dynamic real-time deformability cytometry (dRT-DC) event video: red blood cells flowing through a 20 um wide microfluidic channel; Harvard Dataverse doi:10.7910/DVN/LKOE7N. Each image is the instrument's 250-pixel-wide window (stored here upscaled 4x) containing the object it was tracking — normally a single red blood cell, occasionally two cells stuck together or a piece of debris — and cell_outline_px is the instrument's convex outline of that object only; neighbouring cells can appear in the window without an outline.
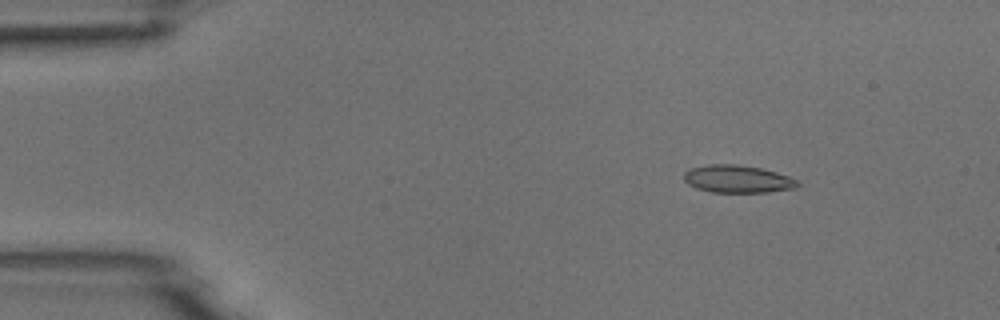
{"species": "common noctule bat (a hibernating species)", "species_latin": "Nyctalus noctula", "temperature_condition": "room temperature", "stored_images_in_passage": 6, "camera_frame_rate_fps": 3000, "um_per_image_px": 0.085, "animal": {"sex": "male", "body_mass_g": 18.8}, "frame": {"image": 1, "passage_image": 3, "time_ms": 2.333, "image_size_px": [1000, 320], "cell_outline_px": [[800, 184], [796, 188], [768, 192], [712, 192], [696, 188], [688, 184], [684, 180], [684, 172], [688, 168], [708, 164], [736, 164], [760, 168], [776, 172], [788, 176], [796, 180]], "centroid_in_image_um": [62.66, 15.21], "position_along_channel_um": 22.3, "area_um2": 18.32}}